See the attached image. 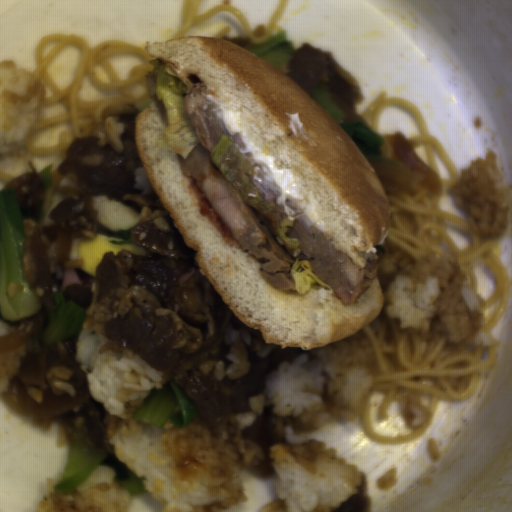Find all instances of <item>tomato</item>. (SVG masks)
Wrapping results in <instances>:
<instances>
[{
    "instance_id": "512abeb7",
    "label": "tomato",
    "mask_w": 512,
    "mask_h": 512,
    "mask_svg": "<svg viewBox=\"0 0 512 512\" xmlns=\"http://www.w3.org/2000/svg\"><path fill=\"white\" fill-rule=\"evenodd\" d=\"M187 190L194 197L199 208V215H204L220 234L222 243H227L235 247H240L238 239L233 238L230 229L224 224L220 216L211 206L202 189L198 186L195 179L190 177Z\"/></svg>"
}]
</instances>
